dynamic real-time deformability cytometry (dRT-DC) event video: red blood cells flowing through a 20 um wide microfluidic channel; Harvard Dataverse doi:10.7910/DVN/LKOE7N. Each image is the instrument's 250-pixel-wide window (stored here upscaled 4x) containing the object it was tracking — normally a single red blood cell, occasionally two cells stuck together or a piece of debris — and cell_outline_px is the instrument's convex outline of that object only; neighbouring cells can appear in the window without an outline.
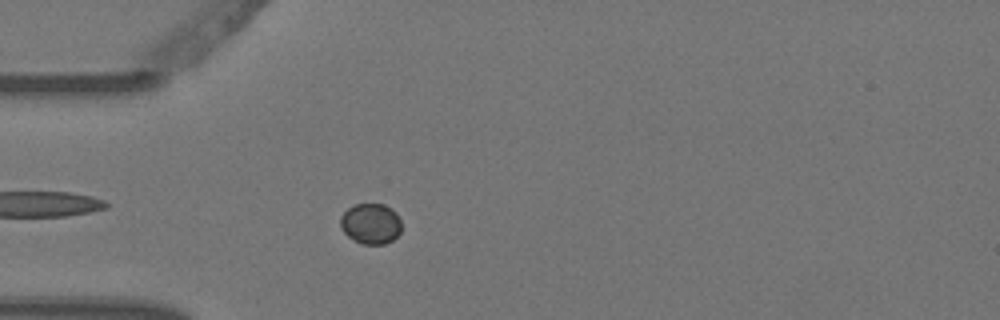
{"species": "Egyptian fruit bat (a non-hibernating species)", "species_latin": "Rousettus aegyptiacus", "temperature_condition": "warm", "stored_images_in_passage": 2, "camera_frame_rate_fps": 3000, "um_per_image_px": 0.085, "animal": {"sex": "female"}, "frame": {"image": 1, "passage_image": 2, "time_ms": 0.333, "image_size_px": [1000, 320], "cell_outline_px": [[400, 232], [392, 240], [384, 244], [360, 244], [348, 236], [344, 232], [340, 224], [340, 216], [348, 208], [356, 204], [384, 204], [392, 208], [396, 212], [400, 220]], "centroid_in_image_um": [31.51, 19.01], "position_along_channel_um": 53.5, "area_um2": 14.45}}